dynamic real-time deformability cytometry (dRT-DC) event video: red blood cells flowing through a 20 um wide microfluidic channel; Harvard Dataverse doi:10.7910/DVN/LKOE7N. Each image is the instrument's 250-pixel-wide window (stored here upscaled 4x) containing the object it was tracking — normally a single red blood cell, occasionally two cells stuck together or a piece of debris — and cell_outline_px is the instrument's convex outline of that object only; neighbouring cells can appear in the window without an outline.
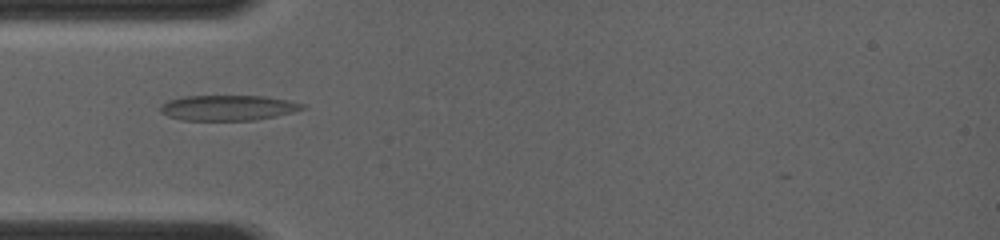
{"species": "common noctule bat (a hibernating species)", "species_latin": "Nyctalus noctula", "temperature_condition": "room temperature", "stored_images_in_passage": 14, "camera_frame_rate_fps": 4000, "um_per_image_px": 0.085, "animal": {"sex": "female", "body_mass_g": 19.0, "forearm_length_mm": 56.7}, "frame": {"image": 1, "passage_image": 5, "time_ms": 0.75, "image_size_px": [1000, 240], "cell_outline_px": [[304, 108], [292, 112], [276, 116], [252, 120], [180, 120], [168, 116], [160, 112], [160, 104], [168, 100], [184, 96], [268, 96], [288, 100], [304, 104]], "centroid_in_image_um": [19.34, 9.16], "position_along_channel_um": 65.7, "area_um2": 20.98}}
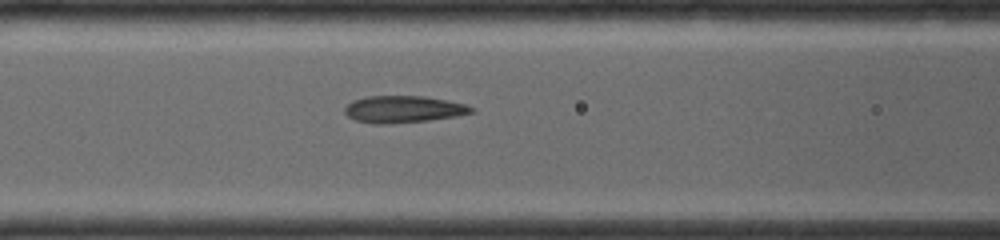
{"frame": {"image": 2, "passage_image": 12, "time_ms": 2.25, "image_size_px": [1000, 240], "cell_outline_px": [[476, 112], [456, 116], [428, 120], [388, 124], [372, 124], [356, 120], [348, 116], [344, 112], [344, 108], [352, 100], [368, 96], [424, 96], [448, 100], [468, 104], [476, 108]], "centroid_in_image_um": [34.33, 9.28], "position_along_channel_um": 132.3, "area_um2": 20.11}}
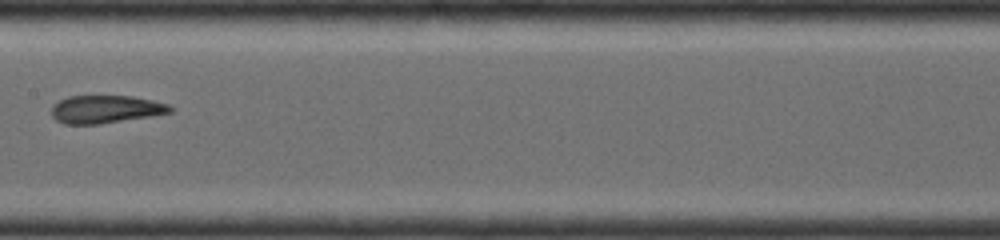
{"frame": {"image": 3, "passage_image": 14, "time_ms": 3.75, "image_size_px": [1000, 240], "cell_outline_px": [[176, 108], [172, 112], [152, 116], [100, 124], [64, 124], [56, 120], [52, 116], [52, 104], [68, 96], [132, 96], [152, 100], [168, 104]], "centroid_in_image_um": [9.0, 9.29], "position_along_channel_um": 198.4, "area_um2": 19.42}}